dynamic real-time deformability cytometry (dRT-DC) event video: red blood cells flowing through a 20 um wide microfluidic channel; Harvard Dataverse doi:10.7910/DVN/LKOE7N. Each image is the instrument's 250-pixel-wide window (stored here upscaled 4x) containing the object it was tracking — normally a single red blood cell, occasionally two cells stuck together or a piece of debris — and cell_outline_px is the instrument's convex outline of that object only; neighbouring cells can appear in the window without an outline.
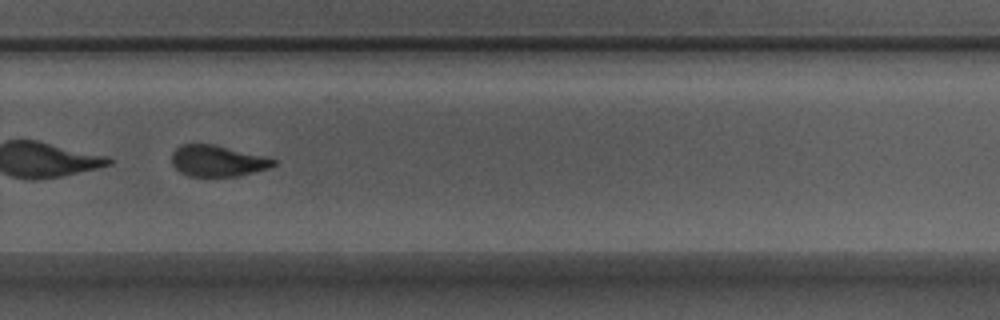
{"species": "Egyptian fruit bat (a non-hibernating species)", "species_latin": "Rousettus aegyptiacus", "temperature_condition": "warm", "stored_images_in_passage": 36, "camera_frame_rate_fps": 3000, "um_per_image_px": 0.085, "animal": {"sex": "male"}, "frame": {"image": 1, "passage_image": 21, "time_ms": 6.667, "image_size_px": [1000, 320], "cell_outline_px": [[276, 164], [268, 168], [240, 176], [188, 176], [180, 172], [172, 164], [172, 152], [180, 144], [216, 144], [264, 156], [276, 160]], "centroid_in_image_um": [18.47, 13.67], "position_along_channel_um": 311.3, "area_um2": 18.55}}